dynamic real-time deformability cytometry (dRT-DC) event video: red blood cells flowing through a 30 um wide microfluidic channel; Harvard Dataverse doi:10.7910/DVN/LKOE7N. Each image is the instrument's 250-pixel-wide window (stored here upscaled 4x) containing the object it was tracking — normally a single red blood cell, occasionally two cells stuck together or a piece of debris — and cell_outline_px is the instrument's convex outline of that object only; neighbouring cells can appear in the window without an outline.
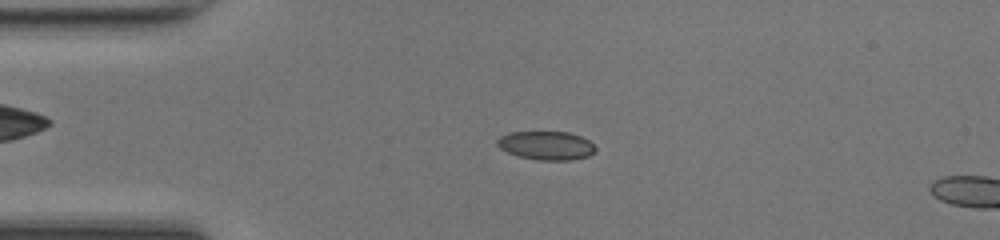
{"species": "common noctule bat (a hibernating species)", "species_latin": "Nyctalus noctula", "temperature_condition": "room temperature", "stored_images_in_passage": 49, "segment_of_instrument_passage": [1, 2], "camera_frame_rate_fps": 3000, "um_per_image_px": 0.085, "animal": {"sex": "female", "body_mass_g": 17.0, "forearm_length_mm": 48.0}, "frame": {"image": 1, "passage_image": 11, "time_ms": 3.333, "image_size_px": [1000, 240], "cell_outline_px": [[596, 152], [588, 156], [568, 160], [540, 160], [516, 156], [500, 148], [496, 144], [496, 140], [500, 136], [508, 132], [568, 132], [580, 136], [588, 140], [596, 148]], "centroid_in_image_um": [46.41, 12.36], "position_along_channel_um": 38.6, "area_um2": 16.42}}
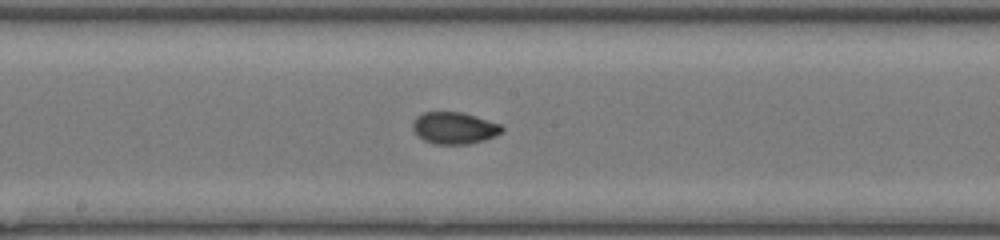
{"frame": {"image": 2, "passage_image": 25, "time_ms": 8.0, "image_size_px": [1000, 240], "cell_outline_px": [[504, 128], [496, 136], [484, 140], [468, 144], [432, 144], [424, 140], [412, 128], [412, 124], [416, 116], [424, 112], [464, 112], [500, 124]], "centroid_in_image_um": [38.61, 10.88], "position_along_channel_um": 209.6, "area_um2": 16.53}}
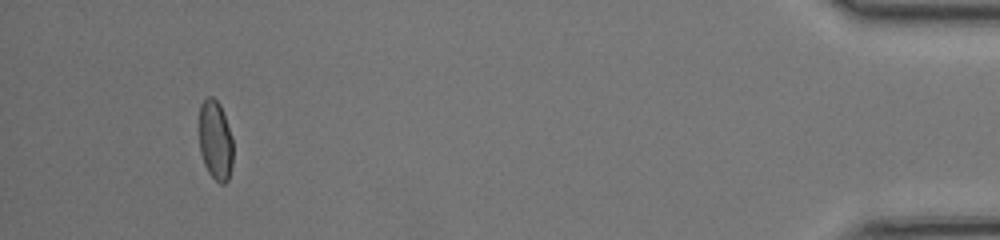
{"frame": {"image": 3, "passage_image": 45, "time_ms": 14.667, "image_size_px": [1000, 240], "cell_outline_px": [[232, 164], [228, 180], [224, 184], [220, 184], [208, 172], [204, 164], [200, 152], [200, 104], [208, 96], [212, 96], [220, 104], [232, 136]], "centroid_in_image_um": [18.31, 11.93], "position_along_channel_um": 416.9, "area_um2": 15.66}}